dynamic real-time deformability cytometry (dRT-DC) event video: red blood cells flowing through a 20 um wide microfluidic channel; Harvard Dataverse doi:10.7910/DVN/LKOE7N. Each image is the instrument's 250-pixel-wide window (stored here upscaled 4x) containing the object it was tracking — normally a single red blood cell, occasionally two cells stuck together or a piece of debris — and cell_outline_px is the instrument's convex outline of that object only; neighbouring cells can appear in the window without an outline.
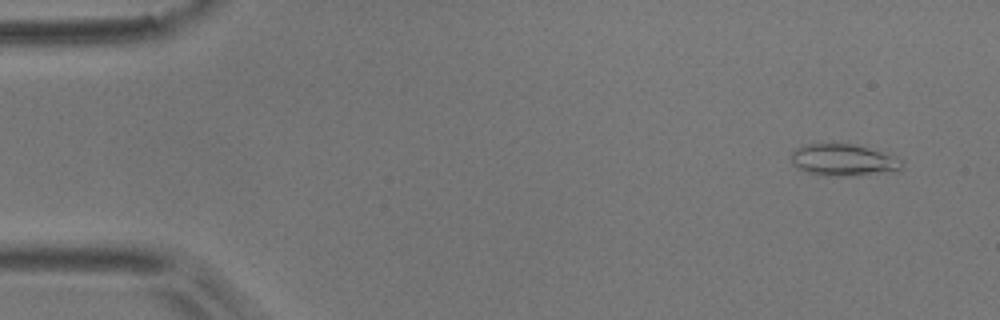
{"species": "common noctule bat (a hibernating species)", "species_latin": "Nyctalus noctula", "temperature_condition": "room temperature", "stored_images_in_passage": 5, "camera_frame_rate_fps": 3000, "um_per_image_px": 0.085, "animal": {"sex": "male", "body_mass_g": 17.9}, "frame": {"image": 1, "passage_image": 1, "time_ms": 0.0, "image_size_px": [1000, 320], "cell_outline_px": [[904, 164], [896, 172], [840, 176], [808, 172], [796, 168], [792, 160], [792, 152], [796, 148], [804, 144], [848, 144], [880, 152], [904, 160]], "centroid_in_image_um": [71.7, 13.61], "position_along_channel_um": 13.3, "area_um2": 20.0}}